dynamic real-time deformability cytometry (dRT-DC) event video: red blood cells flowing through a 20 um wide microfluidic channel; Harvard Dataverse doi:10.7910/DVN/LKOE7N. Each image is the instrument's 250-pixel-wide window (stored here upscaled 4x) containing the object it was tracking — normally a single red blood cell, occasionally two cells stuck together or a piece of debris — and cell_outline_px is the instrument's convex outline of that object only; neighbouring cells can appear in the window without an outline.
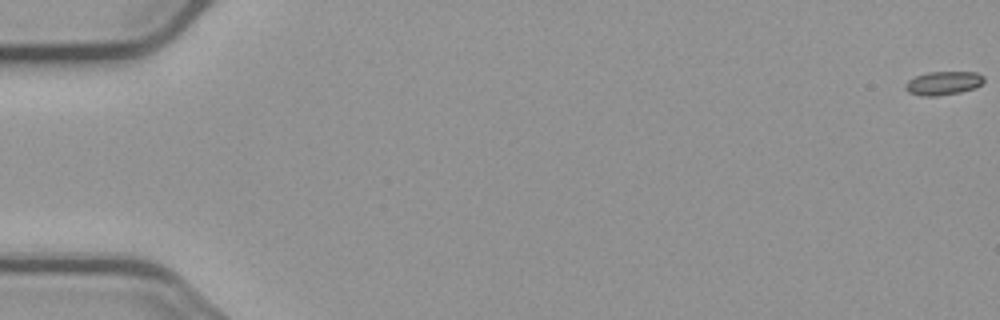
{"species": "common noctule bat (a hibernating species)", "species_latin": "Nyctalus noctula", "temperature_condition": "cold", "stored_images_in_passage": 9, "camera_frame_rate_fps": 3000, "um_per_image_px": 0.085, "animal": {"sex": "male", "body_mass_g": 23.1, "forearm_length_mm": 52.7}, "frame": {"image": 1, "passage_image": 1, "time_ms": 0.0, "image_size_px": [1000, 320], "cell_outline_px": [[984, 80], [976, 88], [960, 92], [936, 96], [920, 96], [908, 92], [904, 88], [904, 84], [908, 80], [916, 76], [928, 72], [976, 72], [984, 76]], "centroid_in_image_um": [80.15, 7.07], "position_along_channel_um": 4.8, "area_um2": 10.87}}